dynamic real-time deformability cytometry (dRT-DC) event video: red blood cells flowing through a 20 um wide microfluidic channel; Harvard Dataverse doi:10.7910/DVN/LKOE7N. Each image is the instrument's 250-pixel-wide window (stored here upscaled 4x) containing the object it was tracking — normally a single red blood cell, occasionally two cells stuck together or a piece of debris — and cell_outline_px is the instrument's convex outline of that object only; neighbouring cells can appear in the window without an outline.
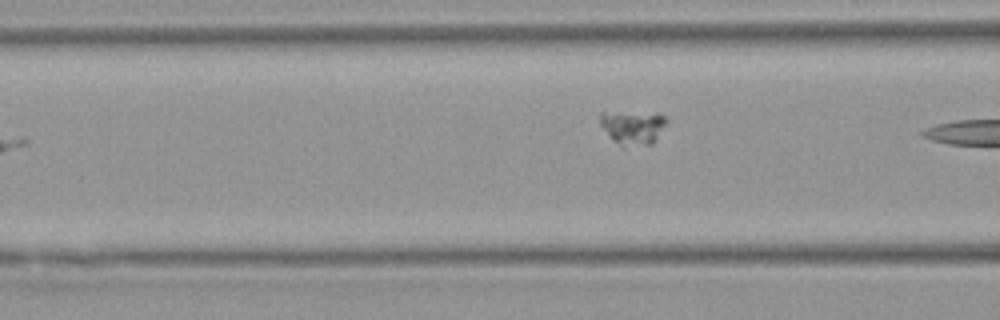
{"species": "Egyptian fruit bat (a non-hibernating species)", "species_latin": "Rousettus aegyptiacus", "temperature_condition": "warm", "stored_images_in_passage": 3, "camera_frame_rate_fps": 3000, "um_per_image_px": 0.085, "animal": {"sex": "female"}, "frame": {"image": 1, "passage_image": 3, "time_ms": 2.333, "image_size_px": [1000, 320], "cell_outline_px": [[668, 120], [656, 140], [652, 144], [624, 148], [612, 140], [600, 124], [600, 112], [604, 112], [664, 116]], "centroid_in_image_um": [53.76, 10.9], "position_along_channel_um": 112.8, "area_um2": 12.77}}